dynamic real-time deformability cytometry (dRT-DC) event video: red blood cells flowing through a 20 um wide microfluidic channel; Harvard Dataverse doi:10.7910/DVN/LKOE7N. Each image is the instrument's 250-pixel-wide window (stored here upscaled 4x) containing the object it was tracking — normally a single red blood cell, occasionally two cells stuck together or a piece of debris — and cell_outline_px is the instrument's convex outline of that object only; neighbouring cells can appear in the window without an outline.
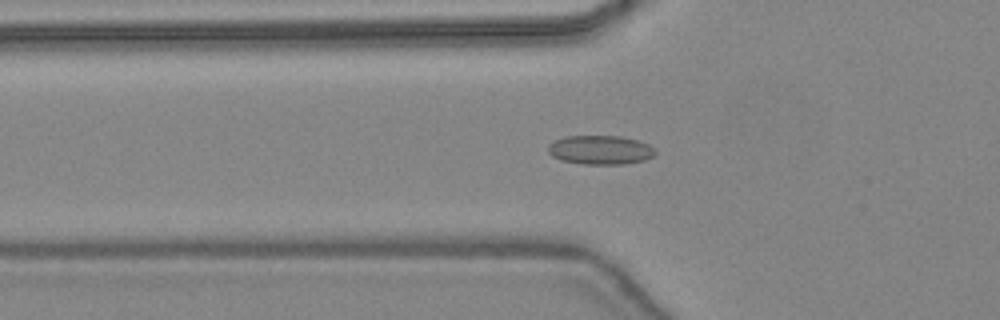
{"species": "common noctule bat (a hibernating species)", "species_latin": "Nyctalus noctula", "temperature_condition": "warm", "stored_images_in_passage": 48, "camera_frame_rate_fps": 3000, "um_per_image_px": 0.085, "animal": {"sex": "female", "body_mass_g": 24.6, "forearm_length_mm": 56.2}, "frame": {"image": 1, "passage_image": 18, "time_ms": 5.667, "image_size_px": [1000, 320], "cell_outline_px": [[656, 152], [652, 156], [644, 160], [624, 164], [580, 164], [560, 160], [552, 156], [548, 152], [548, 144], [556, 140], [568, 136], [620, 136], [636, 140], [648, 144]], "centroid_in_image_um": [50.99, 12.75], "position_along_channel_um": 74.8, "area_um2": 18.03}}
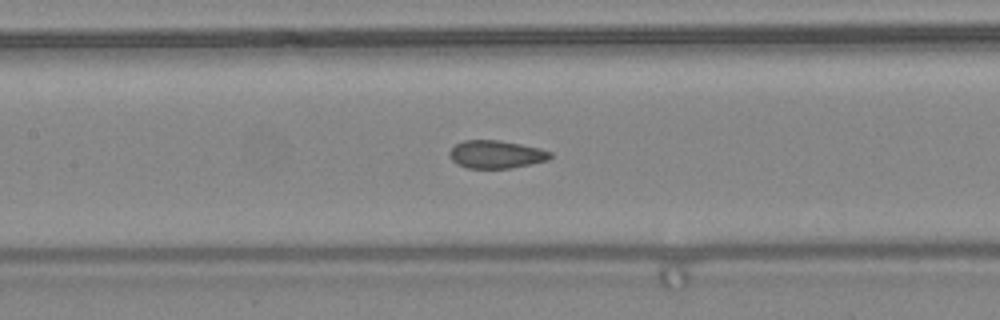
{"frame": {"image": 2, "passage_image": 24, "time_ms": 7.667, "image_size_px": [1000, 320], "cell_outline_px": [[552, 156], [548, 160], [512, 168], [468, 168], [456, 164], [452, 160], [448, 152], [456, 144], [464, 140], [500, 140], [540, 148], [552, 152]], "centroid_in_image_um": [42.17, 13.12], "position_along_channel_um": 165.2, "area_um2": 16.42}}
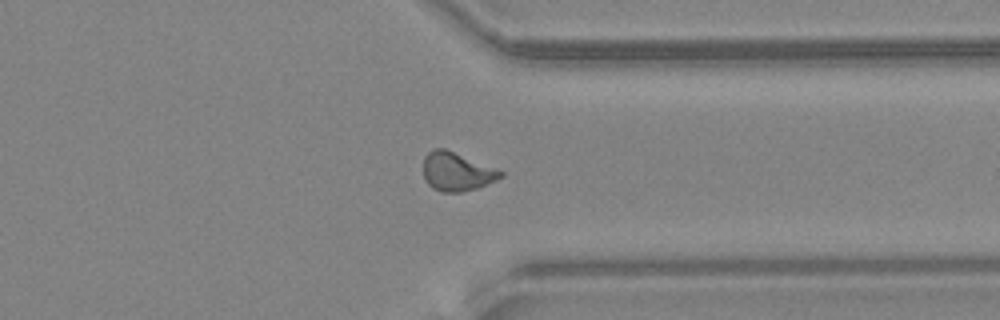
{"frame": {"image": 3, "passage_image": 38, "time_ms": 12.333, "image_size_px": [1000, 320], "cell_outline_px": [[504, 176], [496, 180], [476, 188], [460, 192], [440, 192], [432, 188], [428, 184], [424, 176], [424, 156], [432, 148], [444, 148], [496, 168], [504, 172]], "centroid_in_image_um": [38.81, 14.59], "position_along_channel_um": 372.6, "area_um2": 17.34}, "authors_computed_cell_mechanics": {"area_um2": 17.1955, "velocity_mm_per_s": 4.4645, "shape_relaxation_time_tau1_ms": null, "shape_relaxation_time_tau2_ms": 0.9449, "deformation_change_tau1": null, "deformation_change_tau2": 0.0583}}